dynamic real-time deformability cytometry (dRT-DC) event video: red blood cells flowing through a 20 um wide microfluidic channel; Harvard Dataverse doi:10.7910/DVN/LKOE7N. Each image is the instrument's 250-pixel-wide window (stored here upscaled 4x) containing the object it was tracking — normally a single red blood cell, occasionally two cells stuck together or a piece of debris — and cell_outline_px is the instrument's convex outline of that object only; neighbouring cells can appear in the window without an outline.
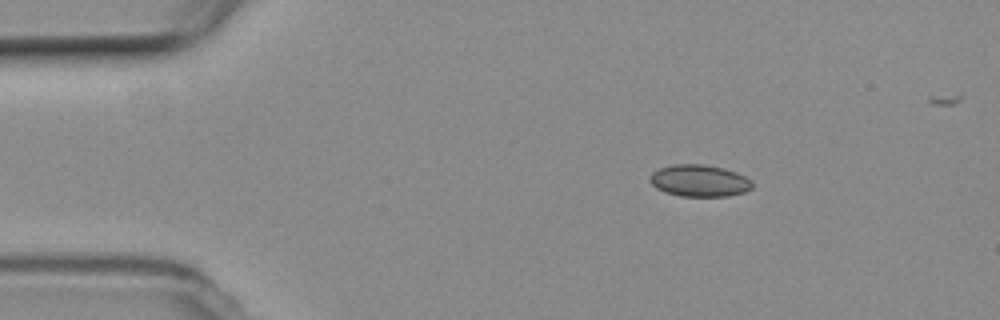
{"species": "common noctule bat (a hibernating species)", "species_latin": "Nyctalus noctula", "temperature_condition": "room temperature", "stored_images_in_passage": 3, "camera_frame_rate_fps": 3000, "um_per_image_px": 0.085, "animal": {"sex": "female", "body_mass_g": 19.3, "forearm_length_mm": 54.1}, "frame": {"image": 1, "passage_image": 1, "time_ms": 0.0, "image_size_px": [1000, 320], "cell_outline_px": [[752, 188], [744, 192], [728, 196], [680, 196], [664, 192], [656, 188], [648, 180], [648, 176], [652, 172], [660, 168], [672, 164], [704, 164], [724, 168], [736, 172], [752, 180]], "centroid_in_image_um": [59.42, 15.35], "position_along_channel_um": 25.6, "area_um2": 19.19}}